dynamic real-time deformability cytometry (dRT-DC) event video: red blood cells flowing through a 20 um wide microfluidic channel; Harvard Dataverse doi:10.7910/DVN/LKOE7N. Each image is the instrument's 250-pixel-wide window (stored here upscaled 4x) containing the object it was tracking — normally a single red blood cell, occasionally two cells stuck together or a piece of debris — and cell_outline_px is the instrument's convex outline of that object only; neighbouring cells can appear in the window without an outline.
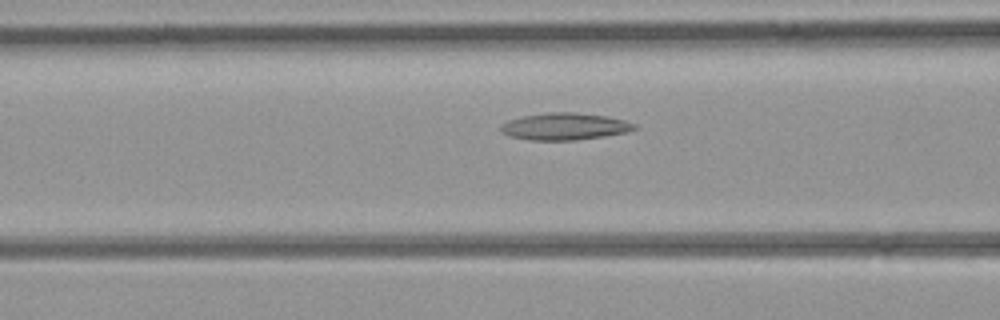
{"species": "common noctule bat (a hibernating species)", "species_latin": "Nyctalus noctula", "temperature_condition": "room temperature", "stored_images_in_passage": 33, "camera_frame_rate_fps": 3000, "um_per_image_px": 0.085, "animal": {"sex": "female", "body_mass_g": 21.9}, "frame": {"image": 1, "passage_image": 7, "time_ms": 2.0, "image_size_px": [1000, 320], "cell_outline_px": [[640, 128], [628, 132], [604, 136], [572, 140], [528, 140], [508, 136], [500, 128], [500, 124], [508, 120], [524, 116], [552, 112], [576, 112], [604, 116], [624, 120], [636, 124]], "centroid_in_image_um": [48.02, 10.75], "position_along_channel_um": 118.6, "area_um2": 20.98}}
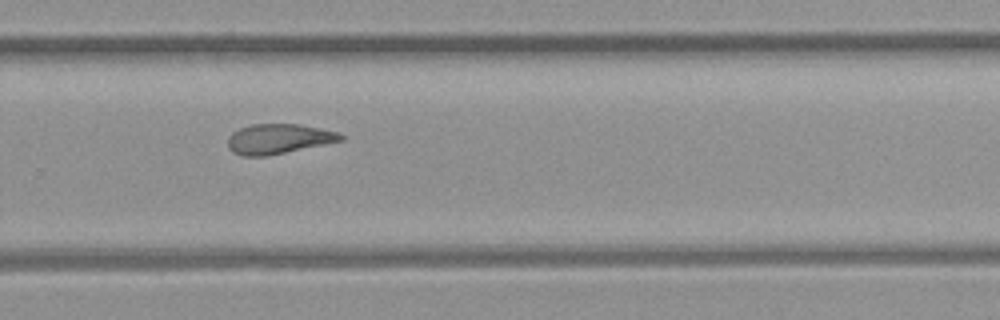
{"frame": {"image": 2, "passage_image": 19, "time_ms": 6.0, "image_size_px": [1000, 320], "cell_outline_px": [[344, 140], [268, 156], [240, 156], [232, 152], [228, 148], [228, 136], [232, 132], [240, 128], [252, 124], [300, 124], [320, 128], [336, 132], [344, 136]], "centroid_in_image_um": [23.64, 11.81], "position_along_channel_um": 306.2, "area_um2": 19.77}}
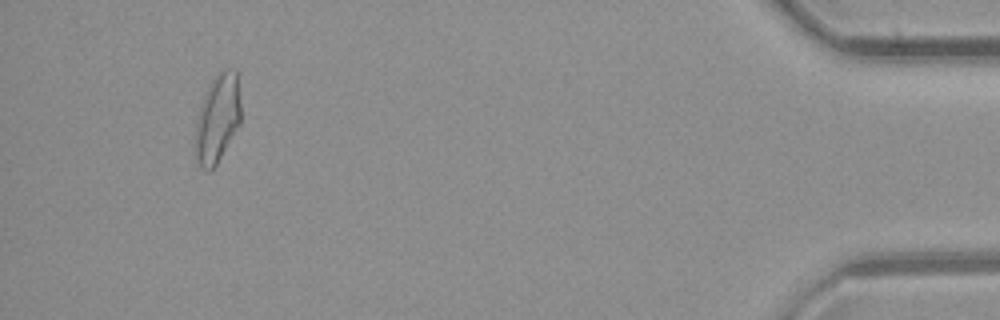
{"frame": {"image": 3, "passage_image": 31, "time_ms": 10.0, "image_size_px": [1000, 320], "cell_outline_px": [[240, 124], [216, 164], [208, 172], [200, 168], [196, 156], [196, 120], [204, 96], [212, 80], [224, 68], [236, 68], [240, 104]], "centroid_in_image_um": [18.5, 10.06], "position_along_channel_um": 416.7, "area_um2": 23.06}}